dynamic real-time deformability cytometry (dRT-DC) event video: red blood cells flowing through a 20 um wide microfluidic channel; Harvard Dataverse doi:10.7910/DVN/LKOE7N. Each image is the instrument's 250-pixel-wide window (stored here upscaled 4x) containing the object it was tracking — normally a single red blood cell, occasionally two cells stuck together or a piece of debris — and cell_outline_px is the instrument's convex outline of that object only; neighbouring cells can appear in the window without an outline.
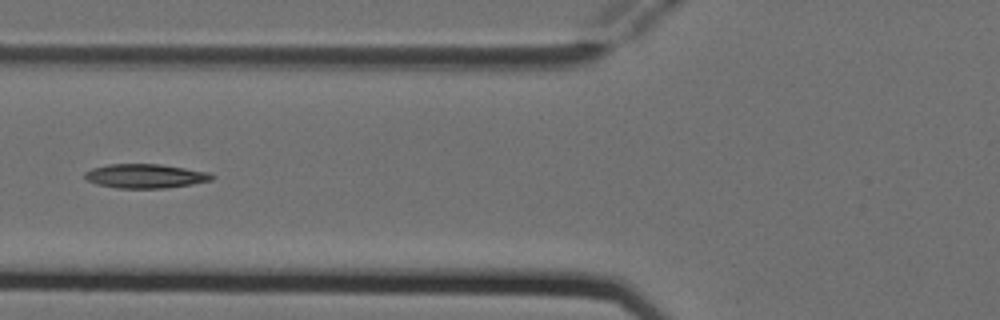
{"species": "Egyptian fruit bat (a non-hibernating species)", "species_latin": "Rousettus aegyptiacus", "temperature_condition": "cold", "stored_images_in_passage": 4, "camera_frame_rate_fps": 3000, "um_per_image_px": 0.085, "animal": {"sex": "female"}, "frame": {"image": 1, "passage_image": 4, "time_ms": 1.0, "image_size_px": [1000, 320], "cell_outline_px": [[216, 176], [212, 180], [192, 184], [164, 188], [116, 188], [96, 184], [88, 180], [84, 176], [84, 172], [92, 168], [108, 164], [160, 164], [212, 172]], "centroid_in_image_um": [12.39, 14.96], "position_along_channel_um": 113.4, "area_um2": 18.03}}